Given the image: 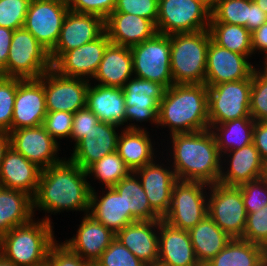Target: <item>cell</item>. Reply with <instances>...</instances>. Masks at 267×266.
I'll use <instances>...</instances> for the list:
<instances>
[{
    "instance_id": "obj_47",
    "label": "cell",
    "mask_w": 267,
    "mask_h": 266,
    "mask_svg": "<svg viewBox=\"0 0 267 266\" xmlns=\"http://www.w3.org/2000/svg\"><path fill=\"white\" fill-rule=\"evenodd\" d=\"M113 12L129 13L151 20L158 18V0H116Z\"/></svg>"
},
{
    "instance_id": "obj_40",
    "label": "cell",
    "mask_w": 267,
    "mask_h": 266,
    "mask_svg": "<svg viewBox=\"0 0 267 266\" xmlns=\"http://www.w3.org/2000/svg\"><path fill=\"white\" fill-rule=\"evenodd\" d=\"M250 116L254 121H267V76L256 67L252 72Z\"/></svg>"
},
{
    "instance_id": "obj_27",
    "label": "cell",
    "mask_w": 267,
    "mask_h": 266,
    "mask_svg": "<svg viewBox=\"0 0 267 266\" xmlns=\"http://www.w3.org/2000/svg\"><path fill=\"white\" fill-rule=\"evenodd\" d=\"M115 238L147 266L158 263L159 220L132 222Z\"/></svg>"
},
{
    "instance_id": "obj_49",
    "label": "cell",
    "mask_w": 267,
    "mask_h": 266,
    "mask_svg": "<svg viewBox=\"0 0 267 266\" xmlns=\"http://www.w3.org/2000/svg\"><path fill=\"white\" fill-rule=\"evenodd\" d=\"M70 11L95 14L104 20L114 11L116 0H66Z\"/></svg>"
},
{
    "instance_id": "obj_33",
    "label": "cell",
    "mask_w": 267,
    "mask_h": 266,
    "mask_svg": "<svg viewBox=\"0 0 267 266\" xmlns=\"http://www.w3.org/2000/svg\"><path fill=\"white\" fill-rule=\"evenodd\" d=\"M33 218V198L30 195L0 186V232L3 235Z\"/></svg>"
},
{
    "instance_id": "obj_25",
    "label": "cell",
    "mask_w": 267,
    "mask_h": 266,
    "mask_svg": "<svg viewBox=\"0 0 267 266\" xmlns=\"http://www.w3.org/2000/svg\"><path fill=\"white\" fill-rule=\"evenodd\" d=\"M158 263L164 266H201L188 230L174 228L159 220Z\"/></svg>"
},
{
    "instance_id": "obj_21",
    "label": "cell",
    "mask_w": 267,
    "mask_h": 266,
    "mask_svg": "<svg viewBox=\"0 0 267 266\" xmlns=\"http://www.w3.org/2000/svg\"><path fill=\"white\" fill-rule=\"evenodd\" d=\"M110 43L107 33L104 32L96 40L65 52L52 68L62 76L91 81Z\"/></svg>"
},
{
    "instance_id": "obj_23",
    "label": "cell",
    "mask_w": 267,
    "mask_h": 266,
    "mask_svg": "<svg viewBox=\"0 0 267 266\" xmlns=\"http://www.w3.org/2000/svg\"><path fill=\"white\" fill-rule=\"evenodd\" d=\"M82 218L76 235L62 243L83 259L94 264L110 246L116 235L91 215L84 214Z\"/></svg>"
},
{
    "instance_id": "obj_15",
    "label": "cell",
    "mask_w": 267,
    "mask_h": 266,
    "mask_svg": "<svg viewBox=\"0 0 267 266\" xmlns=\"http://www.w3.org/2000/svg\"><path fill=\"white\" fill-rule=\"evenodd\" d=\"M11 147L39 168L46 169L61 162L60 144L45 130L43 125L16 129L9 132Z\"/></svg>"
},
{
    "instance_id": "obj_37",
    "label": "cell",
    "mask_w": 267,
    "mask_h": 266,
    "mask_svg": "<svg viewBox=\"0 0 267 266\" xmlns=\"http://www.w3.org/2000/svg\"><path fill=\"white\" fill-rule=\"evenodd\" d=\"M211 40L220 47L232 52L253 56L251 32L244 26L227 23H210L208 27Z\"/></svg>"
},
{
    "instance_id": "obj_18",
    "label": "cell",
    "mask_w": 267,
    "mask_h": 266,
    "mask_svg": "<svg viewBox=\"0 0 267 266\" xmlns=\"http://www.w3.org/2000/svg\"><path fill=\"white\" fill-rule=\"evenodd\" d=\"M221 162L218 183L223 185L238 187L267 176V165L261 159L253 142L238 150L222 154Z\"/></svg>"
},
{
    "instance_id": "obj_41",
    "label": "cell",
    "mask_w": 267,
    "mask_h": 266,
    "mask_svg": "<svg viewBox=\"0 0 267 266\" xmlns=\"http://www.w3.org/2000/svg\"><path fill=\"white\" fill-rule=\"evenodd\" d=\"M17 93V77L0 75V130L11 131L15 96Z\"/></svg>"
},
{
    "instance_id": "obj_51",
    "label": "cell",
    "mask_w": 267,
    "mask_h": 266,
    "mask_svg": "<svg viewBox=\"0 0 267 266\" xmlns=\"http://www.w3.org/2000/svg\"><path fill=\"white\" fill-rule=\"evenodd\" d=\"M253 143L267 165V121H255Z\"/></svg>"
},
{
    "instance_id": "obj_50",
    "label": "cell",
    "mask_w": 267,
    "mask_h": 266,
    "mask_svg": "<svg viewBox=\"0 0 267 266\" xmlns=\"http://www.w3.org/2000/svg\"><path fill=\"white\" fill-rule=\"evenodd\" d=\"M99 122L98 117L87 107L73 113L70 140L74 146Z\"/></svg>"
},
{
    "instance_id": "obj_19",
    "label": "cell",
    "mask_w": 267,
    "mask_h": 266,
    "mask_svg": "<svg viewBox=\"0 0 267 266\" xmlns=\"http://www.w3.org/2000/svg\"><path fill=\"white\" fill-rule=\"evenodd\" d=\"M251 63L246 55L232 52L210 40L204 84L213 86L247 79L252 75L254 68L257 67Z\"/></svg>"
},
{
    "instance_id": "obj_26",
    "label": "cell",
    "mask_w": 267,
    "mask_h": 266,
    "mask_svg": "<svg viewBox=\"0 0 267 266\" xmlns=\"http://www.w3.org/2000/svg\"><path fill=\"white\" fill-rule=\"evenodd\" d=\"M105 32L112 44L131 47L156 33V25L149 19L129 13L112 12L105 19Z\"/></svg>"
},
{
    "instance_id": "obj_6",
    "label": "cell",
    "mask_w": 267,
    "mask_h": 266,
    "mask_svg": "<svg viewBox=\"0 0 267 266\" xmlns=\"http://www.w3.org/2000/svg\"><path fill=\"white\" fill-rule=\"evenodd\" d=\"M52 68L49 52L24 27L14 30L1 76L39 79Z\"/></svg>"
},
{
    "instance_id": "obj_46",
    "label": "cell",
    "mask_w": 267,
    "mask_h": 266,
    "mask_svg": "<svg viewBox=\"0 0 267 266\" xmlns=\"http://www.w3.org/2000/svg\"><path fill=\"white\" fill-rule=\"evenodd\" d=\"M73 123V113L65 111L47 112L43 127L50 136L60 144L59 140L70 139Z\"/></svg>"
},
{
    "instance_id": "obj_59",
    "label": "cell",
    "mask_w": 267,
    "mask_h": 266,
    "mask_svg": "<svg viewBox=\"0 0 267 266\" xmlns=\"http://www.w3.org/2000/svg\"><path fill=\"white\" fill-rule=\"evenodd\" d=\"M204 4H206L210 9H212L216 3L217 0H200Z\"/></svg>"
},
{
    "instance_id": "obj_57",
    "label": "cell",
    "mask_w": 267,
    "mask_h": 266,
    "mask_svg": "<svg viewBox=\"0 0 267 266\" xmlns=\"http://www.w3.org/2000/svg\"><path fill=\"white\" fill-rule=\"evenodd\" d=\"M0 266H16L12 261L6 259L2 254H0Z\"/></svg>"
},
{
    "instance_id": "obj_60",
    "label": "cell",
    "mask_w": 267,
    "mask_h": 266,
    "mask_svg": "<svg viewBox=\"0 0 267 266\" xmlns=\"http://www.w3.org/2000/svg\"><path fill=\"white\" fill-rule=\"evenodd\" d=\"M34 266H49V262H48V260H45L43 263H40V264L34 265Z\"/></svg>"
},
{
    "instance_id": "obj_29",
    "label": "cell",
    "mask_w": 267,
    "mask_h": 266,
    "mask_svg": "<svg viewBox=\"0 0 267 266\" xmlns=\"http://www.w3.org/2000/svg\"><path fill=\"white\" fill-rule=\"evenodd\" d=\"M101 189L103 190L100 196L98 191L91 190L88 214L116 235L134 221L131 219L130 212H125V203L120 193L113 187Z\"/></svg>"
},
{
    "instance_id": "obj_22",
    "label": "cell",
    "mask_w": 267,
    "mask_h": 266,
    "mask_svg": "<svg viewBox=\"0 0 267 266\" xmlns=\"http://www.w3.org/2000/svg\"><path fill=\"white\" fill-rule=\"evenodd\" d=\"M123 128L99 121L75 146L69 159L86 170L95 161L117 150L118 138ZM117 130V131H116Z\"/></svg>"
},
{
    "instance_id": "obj_24",
    "label": "cell",
    "mask_w": 267,
    "mask_h": 266,
    "mask_svg": "<svg viewBox=\"0 0 267 266\" xmlns=\"http://www.w3.org/2000/svg\"><path fill=\"white\" fill-rule=\"evenodd\" d=\"M41 171V168L10 146L0 165V186L25 192L34 198Z\"/></svg>"
},
{
    "instance_id": "obj_45",
    "label": "cell",
    "mask_w": 267,
    "mask_h": 266,
    "mask_svg": "<svg viewBox=\"0 0 267 266\" xmlns=\"http://www.w3.org/2000/svg\"><path fill=\"white\" fill-rule=\"evenodd\" d=\"M241 239L260 245L267 250V205L257 212L247 214L246 226Z\"/></svg>"
},
{
    "instance_id": "obj_5",
    "label": "cell",
    "mask_w": 267,
    "mask_h": 266,
    "mask_svg": "<svg viewBox=\"0 0 267 266\" xmlns=\"http://www.w3.org/2000/svg\"><path fill=\"white\" fill-rule=\"evenodd\" d=\"M210 40L208 29L170 34L173 84H204Z\"/></svg>"
},
{
    "instance_id": "obj_1",
    "label": "cell",
    "mask_w": 267,
    "mask_h": 266,
    "mask_svg": "<svg viewBox=\"0 0 267 266\" xmlns=\"http://www.w3.org/2000/svg\"><path fill=\"white\" fill-rule=\"evenodd\" d=\"M92 187L86 170L65 157L61 162L41 171L38 190L33 198V213L39 210L46 222L53 223L51 214L64 211L89 213ZM50 215L47 216V214Z\"/></svg>"
},
{
    "instance_id": "obj_16",
    "label": "cell",
    "mask_w": 267,
    "mask_h": 266,
    "mask_svg": "<svg viewBox=\"0 0 267 266\" xmlns=\"http://www.w3.org/2000/svg\"><path fill=\"white\" fill-rule=\"evenodd\" d=\"M105 32V20L95 14L68 11L57 44L49 53L52 65L67 51L99 38Z\"/></svg>"
},
{
    "instance_id": "obj_63",
    "label": "cell",
    "mask_w": 267,
    "mask_h": 266,
    "mask_svg": "<svg viewBox=\"0 0 267 266\" xmlns=\"http://www.w3.org/2000/svg\"><path fill=\"white\" fill-rule=\"evenodd\" d=\"M260 266H267V259Z\"/></svg>"
},
{
    "instance_id": "obj_9",
    "label": "cell",
    "mask_w": 267,
    "mask_h": 266,
    "mask_svg": "<svg viewBox=\"0 0 267 266\" xmlns=\"http://www.w3.org/2000/svg\"><path fill=\"white\" fill-rule=\"evenodd\" d=\"M252 75L243 80L208 87L209 125H217L250 116Z\"/></svg>"
},
{
    "instance_id": "obj_17",
    "label": "cell",
    "mask_w": 267,
    "mask_h": 266,
    "mask_svg": "<svg viewBox=\"0 0 267 266\" xmlns=\"http://www.w3.org/2000/svg\"><path fill=\"white\" fill-rule=\"evenodd\" d=\"M46 114L43 75L39 79L17 78L11 131L43 125Z\"/></svg>"
},
{
    "instance_id": "obj_2",
    "label": "cell",
    "mask_w": 267,
    "mask_h": 266,
    "mask_svg": "<svg viewBox=\"0 0 267 266\" xmlns=\"http://www.w3.org/2000/svg\"><path fill=\"white\" fill-rule=\"evenodd\" d=\"M169 137L170 144H172L169 145L171 149L167 150L166 156L170 153L167 160L177 180L199 181L208 185L218 183L222 155L210 129L192 133H176Z\"/></svg>"
},
{
    "instance_id": "obj_48",
    "label": "cell",
    "mask_w": 267,
    "mask_h": 266,
    "mask_svg": "<svg viewBox=\"0 0 267 266\" xmlns=\"http://www.w3.org/2000/svg\"><path fill=\"white\" fill-rule=\"evenodd\" d=\"M58 242L56 241L49 251L47 257L49 266H95L70 250L62 242Z\"/></svg>"
},
{
    "instance_id": "obj_39",
    "label": "cell",
    "mask_w": 267,
    "mask_h": 266,
    "mask_svg": "<svg viewBox=\"0 0 267 266\" xmlns=\"http://www.w3.org/2000/svg\"><path fill=\"white\" fill-rule=\"evenodd\" d=\"M250 0H217L211 9L210 23H227L248 29Z\"/></svg>"
},
{
    "instance_id": "obj_13",
    "label": "cell",
    "mask_w": 267,
    "mask_h": 266,
    "mask_svg": "<svg viewBox=\"0 0 267 266\" xmlns=\"http://www.w3.org/2000/svg\"><path fill=\"white\" fill-rule=\"evenodd\" d=\"M68 11L66 0H31L23 27L50 53Z\"/></svg>"
},
{
    "instance_id": "obj_62",
    "label": "cell",
    "mask_w": 267,
    "mask_h": 266,
    "mask_svg": "<svg viewBox=\"0 0 267 266\" xmlns=\"http://www.w3.org/2000/svg\"><path fill=\"white\" fill-rule=\"evenodd\" d=\"M148 266H164V265H161V264H159V263H155V264H153V265H148Z\"/></svg>"
},
{
    "instance_id": "obj_31",
    "label": "cell",
    "mask_w": 267,
    "mask_h": 266,
    "mask_svg": "<svg viewBox=\"0 0 267 266\" xmlns=\"http://www.w3.org/2000/svg\"><path fill=\"white\" fill-rule=\"evenodd\" d=\"M147 129H121L116 152L126 166L134 172L153 162L158 155L155 142ZM154 145V146H153ZM156 155V156H155Z\"/></svg>"
},
{
    "instance_id": "obj_42",
    "label": "cell",
    "mask_w": 267,
    "mask_h": 266,
    "mask_svg": "<svg viewBox=\"0 0 267 266\" xmlns=\"http://www.w3.org/2000/svg\"><path fill=\"white\" fill-rule=\"evenodd\" d=\"M95 266H147L139 260L128 248L117 238L102 253L101 257L94 263Z\"/></svg>"
},
{
    "instance_id": "obj_38",
    "label": "cell",
    "mask_w": 267,
    "mask_h": 266,
    "mask_svg": "<svg viewBox=\"0 0 267 266\" xmlns=\"http://www.w3.org/2000/svg\"><path fill=\"white\" fill-rule=\"evenodd\" d=\"M87 177L98 180L105 188L114 187L121 179L127 177L131 170L126 166L117 152L108 154L95 161L87 169Z\"/></svg>"
},
{
    "instance_id": "obj_4",
    "label": "cell",
    "mask_w": 267,
    "mask_h": 266,
    "mask_svg": "<svg viewBox=\"0 0 267 266\" xmlns=\"http://www.w3.org/2000/svg\"><path fill=\"white\" fill-rule=\"evenodd\" d=\"M33 218L3 235L1 254L16 266H34L47 260L52 245L57 241L54 224Z\"/></svg>"
},
{
    "instance_id": "obj_61",
    "label": "cell",
    "mask_w": 267,
    "mask_h": 266,
    "mask_svg": "<svg viewBox=\"0 0 267 266\" xmlns=\"http://www.w3.org/2000/svg\"><path fill=\"white\" fill-rule=\"evenodd\" d=\"M2 241H3V234L0 232V254L2 251Z\"/></svg>"
},
{
    "instance_id": "obj_44",
    "label": "cell",
    "mask_w": 267,
    "mask_h": 266,
    "mask_svg": "<svg viewBox=\"0 0 267 266\" xmlns=\"http://www.w3.org/2000/svg\"><path fill=\"white\" fill-rule=\"evenodd\" d=\"M247 214L257 212L267 205V176L238 186Z\"/></svg>"
},
{
    "instance_id": "obj_32",
    "label": "cell",
    "mask_w": 267,
    "mask_h": 266,
    "mask_svg": "<svg viewBox=\"0 0 267 266\" xmlns=\"http://www.w3.org/2000/svg\"><path fill=\"white\" fill-rule=\"evenodd\" d=\"M188 233L201 266L213 259L232 240L208 214Z\"/></svg>"
},
{
    "instance_id": "obj_55",
    "label": "cell",
    "mask_w": 267,
    "mask_h": 266,
    "mask_svg": "<svg viewBox=\"0 0 267 266\" xmlns=\"http://www.w3.org/2000/svg\"><path fill=\"white\" fill-rule=\"evenodd\" d=\"M10 146V134L7 131L0 130V165Z\"/></svg>"
},
{
    "instance_id": "obj_14",
    "label": "cell",
    "mask_w": 267,
    "mask_h": 266,
    "mask_svg": "<svg viewBox=\"0 0 267 266\" xmlns=\"http://www.w3.org/2000/svg\"><path fill=\"white\" fill-rule=\"evenodd\" d=\"M89 84V80L62 76L53 68L49 69L43 74L47 112L75 113L85 108Z\"/></svg>"
},
{
    "instance_id": "obj_36",
    "label": "cell",
    "mask_w": 267,
    "mask_h": 266,
    "mask_svg": "<svg viewBox=\"0 0 267 266\" xmlns=\"http://www.w3.org/2000/svg\"><path fill=\"white\" fill-rule=\"evenodd\" d=\"M253 118H240L217 125H209L220 154L238 150L253 142Z\"/></svg>"
},
{
    "instance_id": "obj_28",
    "label": "cell",
    "mask_w": 267,
    "mask_h": 266,
    "mask_svg": "<svg viewBox=\"0 0 267 266\" xmlns=\"http://www.w3.org/2000/svg\"><path fill=\"white\" fill-rule=\"evenodd\" d=\"M86 107L101 122L123 126L126 124L125 97L122 88L92 85L90 82L86 94Z\"/></svg>"
},
{
    "instance_id": "obj_56",
    "label": "cell",
    "mask_w": 267,
    "mask_h": 266,
    "mask_svg": "<svg viewBox=\"0 0 267 266\" xmlns=\"http://www.w3.org/2000/svg\"><path fill=\"white\" fill-rule=\"evenodd\" d=\"M267 14V0H253Z\"/></svg>"
},
{
    "instance_id": "obj_58",
    "label": "cell",
    "mask_w": 267,
    "mask_h": 266,
    "mask_svg": "<svg viewBox=\"0 0 267 266\" xmlns=\"http://www.w3.org/2000/svg\"><path fill=\"white\" fill-rule=\"evenodd\" d=\"M264 59V64L262 65V66H264L263 67V69L262 68H260V66L258 65V70L262 73V74H264L265 76H267V52L264 54V57H263Z\"/></svg>"
},
{
    "instance_id": "obj_53",
    "label": "cell",
    "mask_w": 267,
    "mask_h": 266,
    "mask_svg": "<svg viewBox=\"0 0 267 266\" xmlns=\"http://www.w3.org/2000/svg\"><path fill=\"white\" fill-rule=\"evenodd\" d=\"M14 30L0 27V72L5 68Z\"/></svg>"
},
{
    "instance_id": "obj_34",
    "label": "cell",
    "mask_w": 267,
    "mask_h": 266,
    "mask_svg": "<svg viewBox=\"0 0 267 266\" xmlns=\"http://www.w3.org/2000/svg\"><path fill=\"white\" fill-rule=\"evenodd\" d=\"M267 259V250L241 238H233L204 266H260Z\"/></svg>"
},
{
    "instance_id": "obj_10",
    "label": "cell",
    "mask_w": 267,
    "mask_h": 266,
    "mask_svg": "<svg viewBox=\"0 0 267 266\" xmlns=\"http://www.w3.org/2000/svg\"><path fill=\"white\" fill-rule=\"evenodd\" d=\"M211 9L200 0H158L157 33L174 34L208 29Z\"/></svg>"
},
{
    "instance_id": "obj_30",
    "label": "cell",
    "mask_w": 267,
    "mask_h": 266,
    "mask_svg": "<svg viewBox=\"0 0 267 266\" xmlns=\"http://www.w3.org/2000/svg\"><path fill=\"white\" fill-rule=\"evenodd\" d=\"M134 76L130 47L110 43L104 51L92 84L123 88ZM97 82V83H96Z\"/></svg>"
},
{
    "instance_id": "obj_12",
    "label": "cell",
    "mask_w": 267,
    "mask_h": 266,
    "mask_svg": "<svg viewBox=\"0 0 267 266\" xmlns=\"http://www.w3.org/2000/svg\"><path fill=\"white\" fill-rule=\"evenodd\" d=\"M207 214L232 239L243 237L247 212L239 187L209 185Z\"/></svg>"
},
{
    "instance_id": "obj_43",
    "label": "cell",
    "mask_w": 267,
    "mask_h": 266,
    "mask_svg": "<svg viewBox=\"0 0 267 266\" xmlns=\"http://www.w3.org/2000/svg\"><path fill=\"white\" fill-rule=\"evenodd\" d=\"M31 0H0V27L16 30L24 26Z\"/></svg>"
},
{
    "instance_id": "obj_8",
    "label": "cell",
    "mask_w": 267,
    "mask_h": 266,
    "mask_svg": "<svg viewBox=\"0 0 267 266\" xmlns=\"http://www.w3.org/2000/svg\"><path fill=\"white\" fill-rule=\"evenodd\" d=\"M134 77L161 84L173 85L170 66V35L156 33L152 38L130 47Z\"/></svg>"
},
{
    "instance_id": "obj_20",
    "label": "cell",
    "mask_w": 267,
    "mask_h": 266,
    "mask_svg": "<svg viewBox=\"0 0 267 266\" xmlns=\"http://www.w3.org/2000/svg\"><path fill=\"white\" fill-rule=\"evenodd\" d=\"M164 161L167 162L166 165L162 161L154 160L134 171L147 195L151 208L162 219L170 210L172 189L177 181L172 166L167 159ZM167 165L170 166L167 167Z\"/></svg>"
},
{
    "instance_id": "obj_52",
    "label": "cell",
    "mask_w": 267,
    "mask_h": 266,
    "mask_svg": "<svg viewBox=\"0 0 267 266\" xmlns=\"http://www.w3.org/2000/svg\"><path fill=\"white\" fill-rule=\"evenodd\" d=\"M253 55L265 54L267 52V22L263 23L258 29L251 32ZM260 52V53H259ZM263 52V53H262Z\"/></svg>"
},
{
    "instance_id": "obj_35",
    "label": "cell",
    "mask_w": 267,
    "mask_h": 266,
    "mask_svg": "<svg viewBox=\"0 0 267 266\" xmlns=\"http://www.w3.org/2000/svg\"><path fill=\"white\" fill-rule=\"evenodd\" d=\"M113 188L121 194L125 203V212H130L134 222L162 219L151 208L141 182L134 172L121 179Z\"/></svg>"
},
{
    "instance_id": "obj_3",
    "label": "cell",
    "mask_w": 267,
    "mask_h": 266,
    "mask_svg": "<svg viewBox=\"0 0 267 266\" xmlns=\"http://www.w3.org/2000/svg\"><path fill=\"white\" fill-rule=\"evenodd\" d=\"M169 128L168 135L209 129L206 84H173L159 102L157 128Z\"/></svg>"
},
{
    "instance_id": "obj_11",
    "label": "cell",
    "mask_w": 267,
    "mask_h": 266,
    "mask_svg": "<svg viewBox=\"0 0 267 266\" xmlns=\"http://www.w3.org/2000/svg\"><path fill=\"white\" fill-rule=\"evenodd\" d=\"M125 97L126 125L124 129H147L139 126L142 122L153 124L157 128L159 102L162 100L165 88L150 80L137 77L130 78L122 88ZM129 121V123H128ZM131 122V123H130ZM133 122V123H132ZM137 122V124L135 123ZM136 124V125H135Z\"/></svg>"
},
{
    "instance_id": "obj_54",
    "label": "cell",
    "mask_w": 267,
    "mask_h": 266,
    "mask_svg": "<svg viewBox=\"0 0 267 266\" xmlns=\"http://www.w3.org/2000/svg\"><path fill=\"white\" fill-rule=\"evenodd\" d=\"M267 22V14L260 7L250 0V15L248 20V30L253 32L258 29L263 23Z\"/></svg>"
},
{
    "instance_id": "obj_7",
    "label": "cell",
    "mask_w": 267,
    "mask_h": 266,
    "mask_svg": "<svg viewBox=\"0 0 267 266\" xmlns=\"http://www.w3.org/2000/svg\"><path fill=\"white\" fill-rule=\"evenodd\" d=\"M207 190L206 183L177 180L172 189L170 210L162 220L177 229L195 227L207 215Z\"/></svg>"
}]
</instances>
